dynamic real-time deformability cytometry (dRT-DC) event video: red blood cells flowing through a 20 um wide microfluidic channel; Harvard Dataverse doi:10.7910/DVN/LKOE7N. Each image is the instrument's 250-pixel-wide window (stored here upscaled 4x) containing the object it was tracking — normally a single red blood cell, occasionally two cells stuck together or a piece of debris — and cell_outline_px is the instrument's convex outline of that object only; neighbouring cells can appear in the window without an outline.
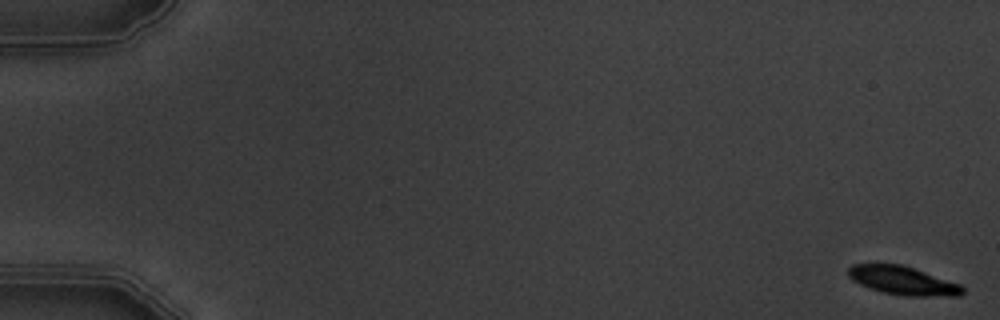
{"species": "common noctule bat (a hibernating species)", "species_latin": "Nyctalus noctula", "temperature_condition": "warm", "stored_images_in_passage": 6, "camera_frame_rate_fps": 3000, "um_per_image_px": 0.085, "animal": {"sex": "male", "body_mass_g": 19.5, "forearm_length_mm": 54.6}, "frame": {"image": 1, "passage_image": 1, "time_ms": 0.0, "image_size_px": [1000, 320], "cell_outline_px": [[964, 292], [960, 296], [908, 296], [884, 292], [860, 284], [852, 280], [848, 276], [848, 268], [852, 264], [900, 264], [960, 284], [964, 288]], "centroid_in_image_um": [76.74, 23.85], "position_along_channel_um": 8.3, "area_um2": 18.67}}
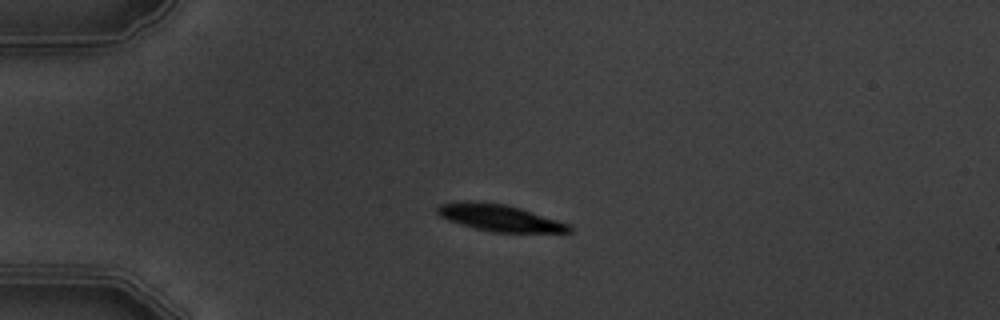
{"frame": {"image": 2, "passage_image": 5, "time_ms": 4.667, "image_size_px": [1000, 320], "cell_outline_px": [[572, 232], [492, 232], [460, 224], [448, 220], [440, 216], [436, 212], [436, 208], [440, 204], [464, 200], [472, 200], [504, 204], [520, 208], [568, 224], [572, 228]], "centroid_in_image_um": [42.4, 18.5], "position_along_channel_um": 42.6, "area_um2": 20.35}}